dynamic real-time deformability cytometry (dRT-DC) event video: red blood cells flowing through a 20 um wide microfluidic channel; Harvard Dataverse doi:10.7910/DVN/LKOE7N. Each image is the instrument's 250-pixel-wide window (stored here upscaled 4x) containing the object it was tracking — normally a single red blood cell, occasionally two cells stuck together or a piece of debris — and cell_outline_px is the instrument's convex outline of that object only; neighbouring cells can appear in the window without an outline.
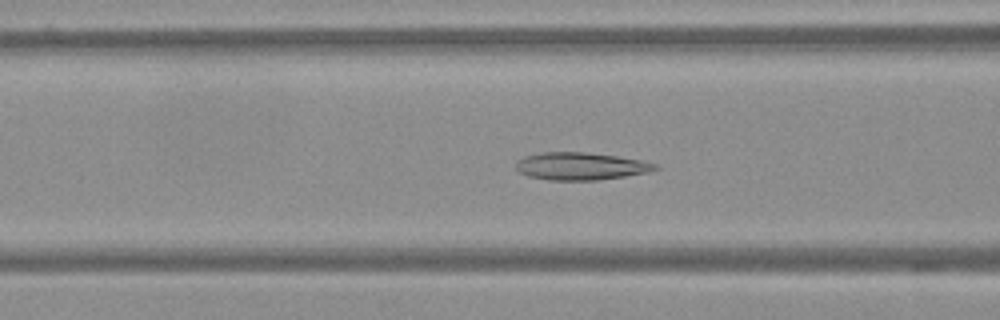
{"species": "Egyptian fruit bat (a non-hibernating species)", "species_latin": "Rousettus aegyptiacus", "temperature_condition": "warm", "stored_images_in_passage": 61, "camera_frame_rate_fps": 3000, "um_per_image_px": 0.085, "frame": {"image": 1, "passage_image": 25, "time_ms": 8.0, "image_size_px": [1000, 320], "cell_outline_px": [[660, 168], [648, 172], [624, 176], [596, 180], [548, 180], [528, 176], [520, 172], [516, 168], [516, 160], [524, 156], [544, 152], [584, 152], [616, 156], [640, 160], [656, 164]], "centroid_in_image_um": [49.33, 14.12], "position_along_channel_um": 117.3, "area_um2": 22.2}}
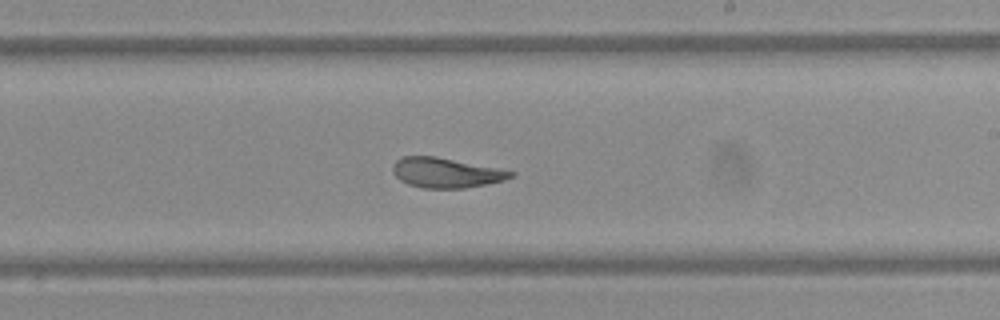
{"frame": {"image": 2, "passage_image": 37, "time_ms": 12.0, "image_size_px": [1000, 320], "cell_outline_px": [[516, 176], [504, 180], [464, 188], [424, 188], [408, 184], [400, 180], [392, 172], [392, 164], [396, 160], [404, 156], [436, 156], [516, 172]], "centroid_in_image_um": [37.88, 14.68], "position_along_channel_um": 251.1, "area_um2": 20.46}}
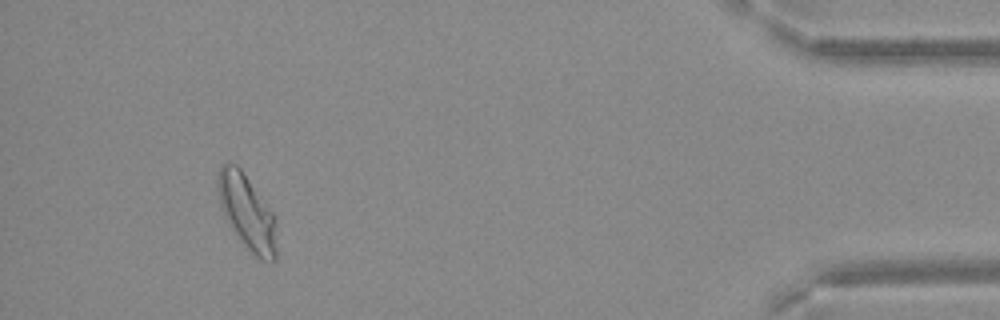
{"frame": {"image": 3, "passage_image": 57, "time_ms": 18.667, "image_size_px": [1000, 320], "cell_outline_px": [[276, 260], [260, 260], [244, 244], [224, 216], [220, 204], [216, 184], [216, 180], [220, 164], [236, 164], [240, 168], [272, 212], [276, 220]], "centroid_in_image_um": [20.98, 18.01], "position_along_channel_um": 414.2, "area_um2": 25.2}}